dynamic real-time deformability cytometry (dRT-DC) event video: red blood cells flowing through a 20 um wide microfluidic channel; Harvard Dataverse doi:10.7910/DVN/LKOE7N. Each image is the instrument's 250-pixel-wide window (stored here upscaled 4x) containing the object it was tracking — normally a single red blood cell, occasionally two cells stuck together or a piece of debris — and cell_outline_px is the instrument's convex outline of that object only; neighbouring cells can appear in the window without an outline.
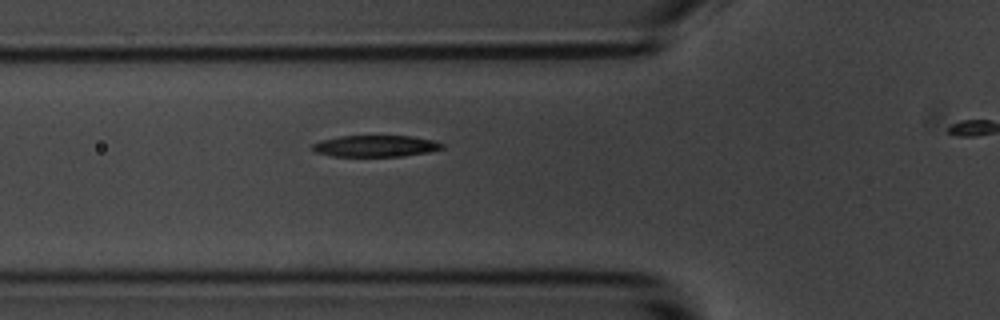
{"species": "common noctule bat (a hibernating species)", "species_latin": "Nyctalus noctula", "temperature_condition": "room temperature", "stored_images_in_passage": 5, "camera_frame_rate_fps": 3000, "um_per_image_px": 0.085, "animal": {"sex": "male", "body_mass_g": 20.1, "forearm_length_mm": 53.5}, "frame": {"image": 1, "passage_image": 4, "time_ms": 3.333, "image_size_px": [1000, 320], "cell_outline_px": [[444, 148], [428, 152], [400, 156], [332, 156], [316, 152], [308, 148], [312, 144], [320, 140], [340, 136], [412, 136], [432, 140], [444, 144]], "centroid_in_image_um": [31.87, 12.41], "position_along_channel_um": 93.9, "area_um2": 16.24}}